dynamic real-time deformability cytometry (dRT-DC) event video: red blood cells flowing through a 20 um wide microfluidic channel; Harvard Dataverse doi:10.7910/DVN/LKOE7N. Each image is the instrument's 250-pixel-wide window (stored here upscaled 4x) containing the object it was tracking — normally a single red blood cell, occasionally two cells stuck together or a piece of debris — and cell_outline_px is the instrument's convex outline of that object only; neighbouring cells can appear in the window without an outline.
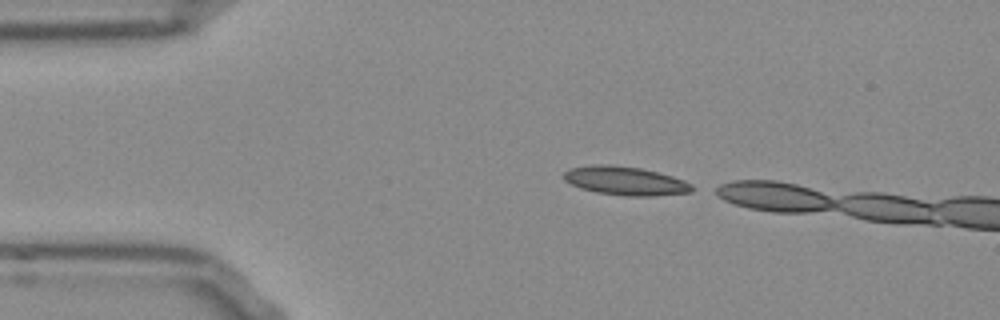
{"species": "Egyptian fruit bat (a non-hibernating species)", "species_latin": "Rousettus aegyptiacus", "temperature_condition": "room temperature", "stored_images_in_passage": 4, "camera_frame_rate_fps": 3000, "um_per_image_px": 0.085, "frame": {"image": 1, "passage_image": 1, "time_ms": 0.0, "image_size_px": [1000, 320], "cell_outline_px": [[692, 192], [652, 196], [624, 196], [596, 192], [580, 188], [564, 180], [564, 172], [568, 168], [592, 164], [608, 164], [640, 168], [672, 176], [684, 180], [692, 184]], "centroid_in_image_um": [53.12, 15.37], "position_along_channel_um": 31.9, "area_um2": 21.44}}